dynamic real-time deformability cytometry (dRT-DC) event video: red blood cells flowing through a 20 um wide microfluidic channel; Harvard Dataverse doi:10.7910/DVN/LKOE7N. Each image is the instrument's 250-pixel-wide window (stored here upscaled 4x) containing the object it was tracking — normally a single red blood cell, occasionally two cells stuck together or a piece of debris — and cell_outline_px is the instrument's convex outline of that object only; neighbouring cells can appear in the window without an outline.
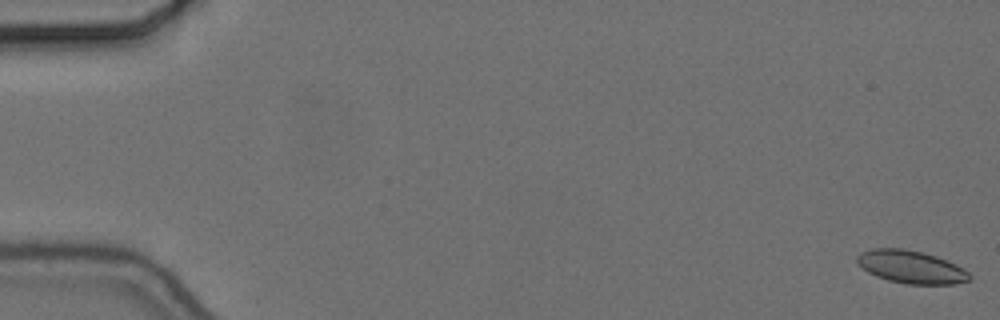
{"species": "common noctule bat (a hibernating species)", "species_latin": "Nyctalus noctula", "temperature_condition": "cold", "stored_images_in_passage": 57, "camera_frame_rate_fps": 3000, "um_per_image_px": 0.085, "animal": {"sex": "female", "body_mass_g": 24.6, "forearm_length_mm": 56.2}, "frame": {"image": 1, "passage_image": 1, "time_ms": 0.0, "image_size_px": [1000, 320], "cell_outline_px": [[972, 280], [952, 284], [904, 284], [888, 280], [876, 276], [868, 272], [856, 260], [856, 256], [860, 252], [872, 248], [904, 248], [924, 252], [936, 256], [956, 264], [964, 268], [972, 276]], "centroid_in_image_um": [77.46, 22.68], "position_along_channel_um": 7.5, "area_um2": 21.68}}
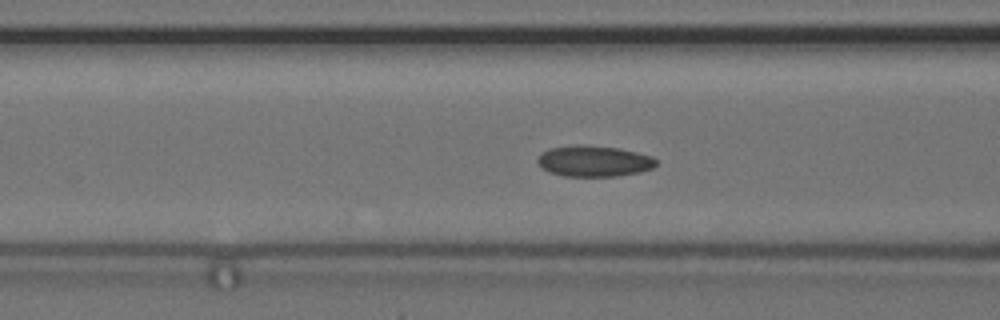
{"frame": {"image": 2, "passage_image": 23, "time_ms": 7.333, "image_size_px": [1000, 320], "cell_outline_px": [[656, 164], [652, 168], [640, 172], [616, 176], [564, 176], [548, 172], [536, 160], [540, 152], [548, 148], [576, 144], [584, 144], [620, 148], [652, 156], [656, 160]], "centroid_in_image_um": [50.45, 13.68], "position_along_channel_um": 116.1, "area_um2": 21.62}}
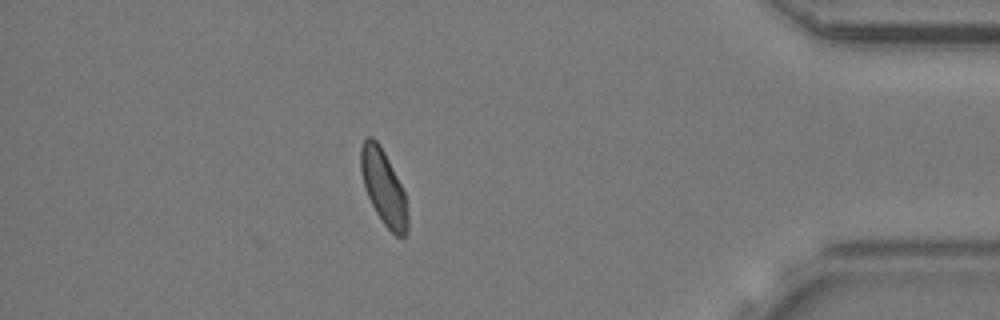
{"frame": {"image": 3, "passage_image": 50, "time_ms": 16.333, "image_size_px": [1000, 320], "cell_outline_px": [[408, 228], [404, 236], [396, 236], [384, 224], [376, 212], [364, 188], [360, 172], [360, 148], [364, 140], [368, 136], [372, 136], [380, 144], [404, 192], [408, 216]], "centroid_in_image_um": [32.58, 15.9], "position_along_channel_um": 402.6, "area_um2": 20.23}, "authors_computed_cell_mechanics": {"area_um2": 20.9236, "velocity_mm_per_s": 3.647, "shape_relaxation_time_tau1_ms": 4.5714, "shape_relaxation_time_tau2_ms": 1.9257, "deformation_change_tau1": 0.0864, "deformation_change_tau2": 0.0696}}